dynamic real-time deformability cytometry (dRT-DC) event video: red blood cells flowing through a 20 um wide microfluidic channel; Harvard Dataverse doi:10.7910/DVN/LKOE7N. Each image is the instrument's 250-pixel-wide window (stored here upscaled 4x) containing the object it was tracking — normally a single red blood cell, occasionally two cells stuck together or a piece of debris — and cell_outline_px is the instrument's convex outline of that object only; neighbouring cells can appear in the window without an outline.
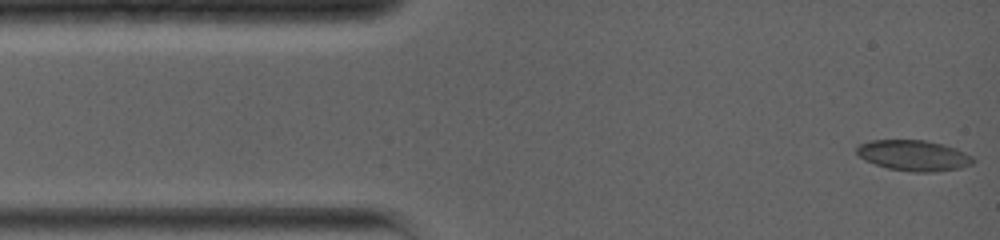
{"species": "common noctule bat (a hibernating species)", "species_latin": "Nyctalus noctula", "temperature_condition": "warm", "stored_images_in_passage": 5, "camera_frame_rate_fps": 5000, "um_per_image_px": 0.085, "animal": {"sex": "female", "body_mass_g": 19.0, "forearm_length_mm": 56.7}, "frame": {"image": 1, "passage_image": 1, "time_ms": 0.0, "image_size_px": [1000, 240], "cell_outline_px": [[976, 160], [972, 164], [960, 168], [932, 172], [912, 172], [888, 168], [864, 160], [856, 152], [856, 148], [860, 144], [872, 140], [924, 140], [944, 144], [956, 148], [972, 156]], "centroid_in_image_um": [77.68, 13.21], "position_along_channel_um": 7.3, "area_um2": 20.81}}
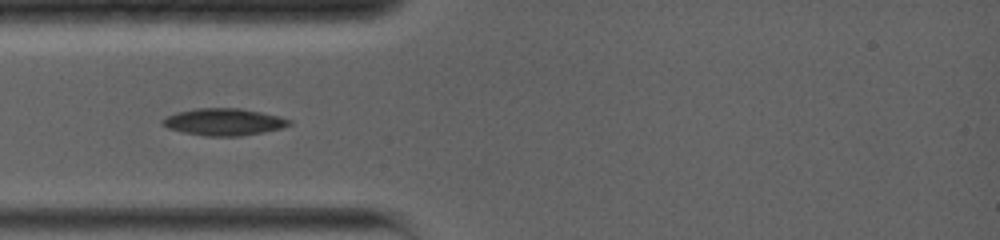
{"frame": {"image": 2, "passage_image": 4, "time_ms": 3.4, "image_size_px": [1000, 240], "cell_outline_px": [[292, 124], [280, 128], [240, 136], [204, 136], [184, 132], [168, 128], [160, 124], [160, 120], [176, 112], [196, 108], [240, 108], [280, 116], [292, 120]], "centroid_in_image_um": [19.0, 10.35], "position_along_channel_um": 66.0, "area_um2": 19.88}}
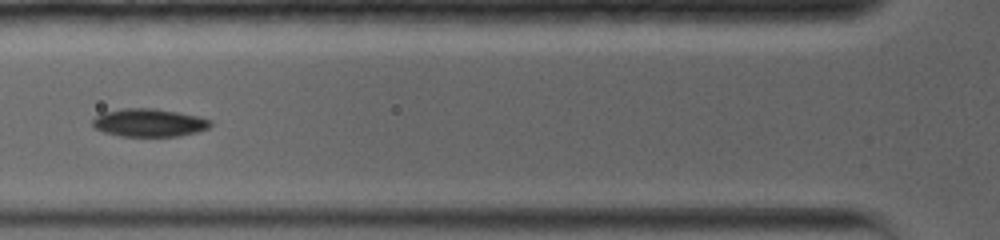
{"frame": {"image": 3, "passage_image": 5, "time_ms": 4.6, "image_size_px": [1000, 240], "cell_outline_px": [[212, 124], [208, 128], [196, 132], [180, 136], [120, 136], [104, 132], [96, 128], [92, 124], [92, 120], [96, 116], [104, 112], [124, 108], [156, 108], [200, 116], [212, 120]], "centroid_in_image_um": [12.7, 10.42], "position_along_channel_um": 113.1, "area_um2": 19.31}}